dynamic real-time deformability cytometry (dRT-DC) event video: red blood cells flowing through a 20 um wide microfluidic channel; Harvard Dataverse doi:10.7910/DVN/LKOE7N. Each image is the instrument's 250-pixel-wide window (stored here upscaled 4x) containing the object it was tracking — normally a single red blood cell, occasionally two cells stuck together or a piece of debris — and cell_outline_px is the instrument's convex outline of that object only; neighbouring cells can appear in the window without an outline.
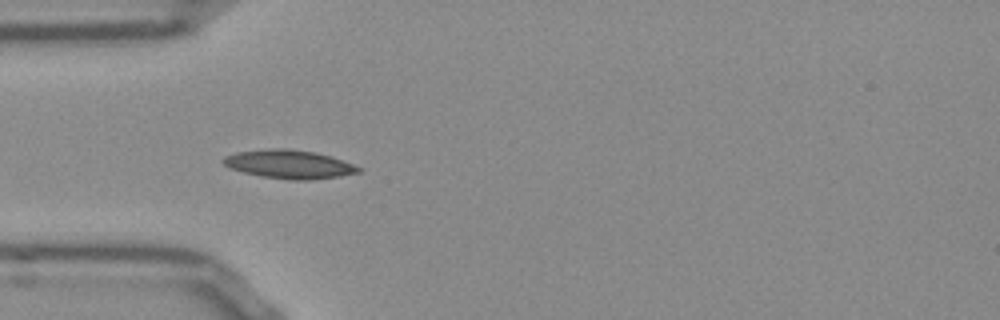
{"species": "Egyptian fruit bat (a non-hibernating species)", "species_latin": "Rousettus aegyptiacus", "temperature_condition": "room temperature", "stored_images_in_passage": 38, "camera_frame_rate_fps": 3000, "um_per_image_px": 0.085, "frame": {"image": 1, "passage_image": 1, "time_ms": 0.0, "image_size_px": [1000, 320], "cell_outline_px": [[364, 168], [360, 172], [340, 176], [312, 180], [288, 180], [260, 176], [228, 168], [220, 160], [224, 156], [236, 152], [272, 148], [284, 148], [312, 152], [328, 156]], "centroid_in_image_um": [24.53, 13.97], "position_along_channel_um": 60.5, "area_um2": 22.48}}
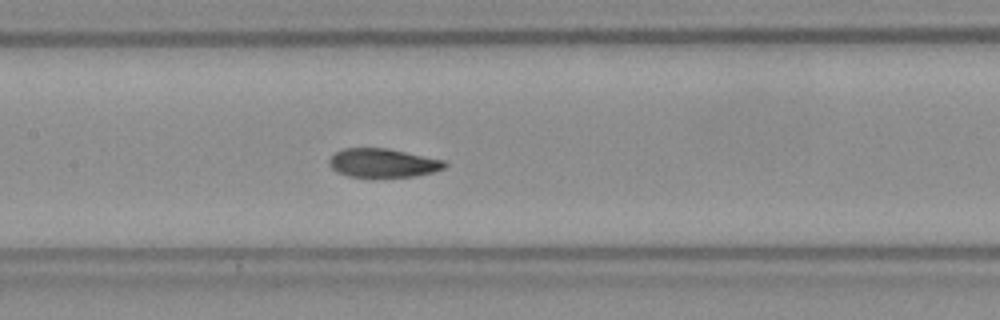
{"frame": {"image": 2, "passage_image": 10, "time_ms": 3.0, "image_size_px": [1000, 320], "cell_outline_px": [[448, 164], [444, 168], [432, 172], [416, 176], [348, 176], [336, 172], [328, 164], [328, 160], [336, 152], [344, 148], [388, 148], [444, 160]], "centroid_in_image_um": [32.54, 13.84], "position_along_channel_um": 174.9, "area_um2": 19.19}}
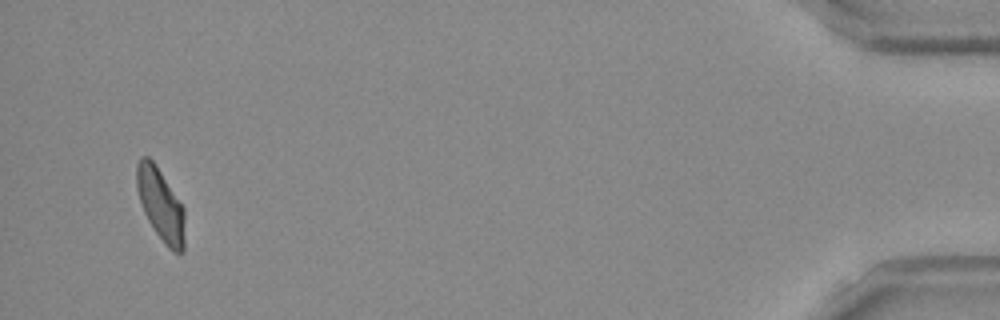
{"frame": {"image": 3, "passage_image": 36, "time_ms": 11.667, "image_size_px": [1000, 320], "cell_outline_px": [[184, 252], [172, 252], [164, 244], [148, 220], [144, 212], [136, 188], [136, 164], [144, 156], [148, 156], [156, 164], [184, 208]], "centroid_in_image_um": [13.65, 17.4], "position_along_channel_um": 421.5, "area_um2": 20.17}, "authors_computed_cell_mechanics": {"area_um2": 20.0855, "velocity_mm_per_s": 3.837, "shape_relaxation_time_tau1_ms": 4.1672, "shape_relaxation_time_tau2_ms": 1.5599, "deformation_change_tau1": 0.1589, "deformation_change_tau2": 0.0703}}